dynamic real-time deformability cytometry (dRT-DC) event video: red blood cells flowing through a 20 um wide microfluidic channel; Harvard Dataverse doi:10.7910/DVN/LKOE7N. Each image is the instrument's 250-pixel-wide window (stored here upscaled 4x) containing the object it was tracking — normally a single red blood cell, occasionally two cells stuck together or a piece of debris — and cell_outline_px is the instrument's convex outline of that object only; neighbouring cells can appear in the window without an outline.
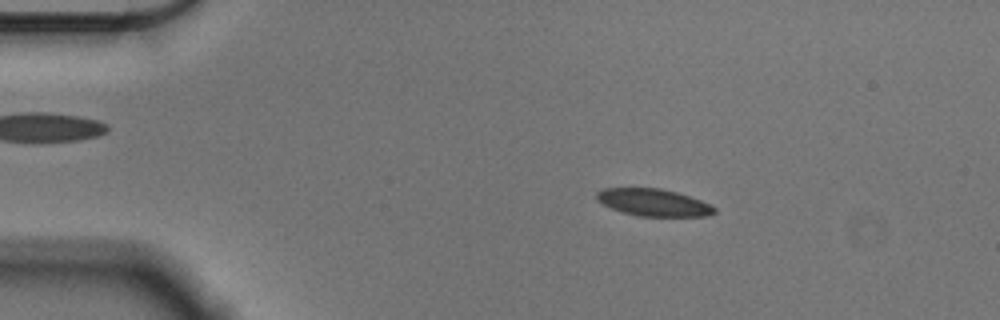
{"species": "Egyptian fruit bat (a non-hibernating species)", "species_latin": "Rousettus aegyptiacus", "temperature_condition": "cold", "stored_images_in_passage": 56, "camera_frame_rate_fps": 3000, "um_per_image_px": 0.085, "animal": {"sex": "male"}, "frame": {"image": 1, "passage_image": 10, "time_ms": 3.0, "image_size_px": [1000, 320], "cell_outline_px": [[716, 212], [708, 216], [640, 216], [624, 212], [612, 208], [596, 200], [596, 192], [604, 188], [660, 188], [676, 192], [700, 200], [716, 208]], "centroid_in_image_um": [55.54, 17.21], "position_along_channel_um": 29.5, "area_um2": 18.44}}
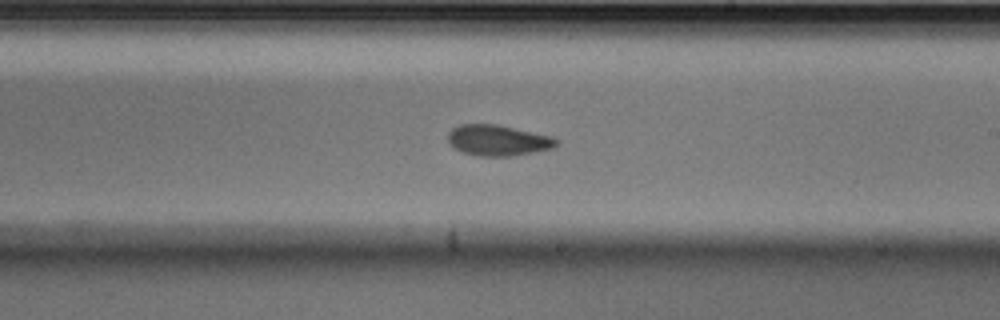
{"frame": {"image": 2, "passage_image": 33, "time_ms": 10.667, "image_size_px": [1000, 320], "cell_outline_px": [[560, 144], [552, 148], [512, 156], [480, 156], [464, 152], [456, 148], [448, 140], [448, 132], [452, 128], [460, 124], [496, 124], [552, 136], [560, 140]], "centroid_in_image_um": [42.36, 11.92], "position_along_channel_um": 246.6, "area_um2": 19.36}}
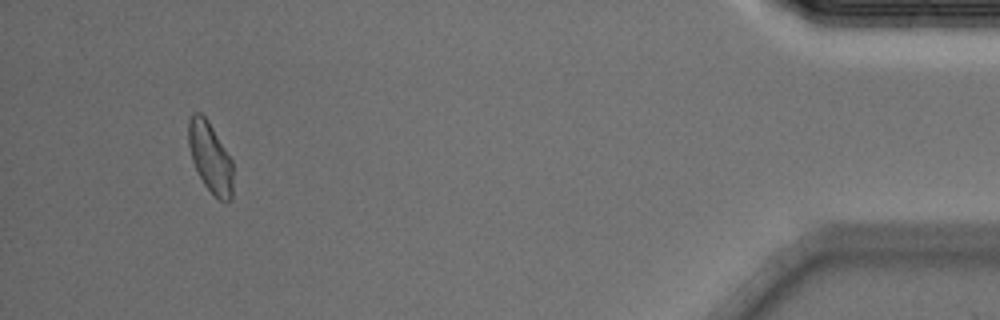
{"frame": {"image": 3, "passage_image": 53, "time_ms": 17.333, "image_size_px": [1000, 320], "cell_outline_px": [[232, 200], [220, 200], [204, 184], [192, 160], [188, 144], [188, 120], [192, 112], [200, 112], [208, 120], [232, 160]], "centroid_in_image_um": [17.85, 13.33], "position_along_channel_um": 417.3, "area_um2": 18.03}, "authors_computed_cell_mechanics": {"area_um2": 19.1607, "velocity_mm_per_s": 3.5616, "shape_relaxation_time_tau1_ms": 5.229, "shape_relaxation_time_tau2_ms": 3.8144, "deformation_change_tau1": 0.1034, "deformation_change_tau2": 0.0665}}